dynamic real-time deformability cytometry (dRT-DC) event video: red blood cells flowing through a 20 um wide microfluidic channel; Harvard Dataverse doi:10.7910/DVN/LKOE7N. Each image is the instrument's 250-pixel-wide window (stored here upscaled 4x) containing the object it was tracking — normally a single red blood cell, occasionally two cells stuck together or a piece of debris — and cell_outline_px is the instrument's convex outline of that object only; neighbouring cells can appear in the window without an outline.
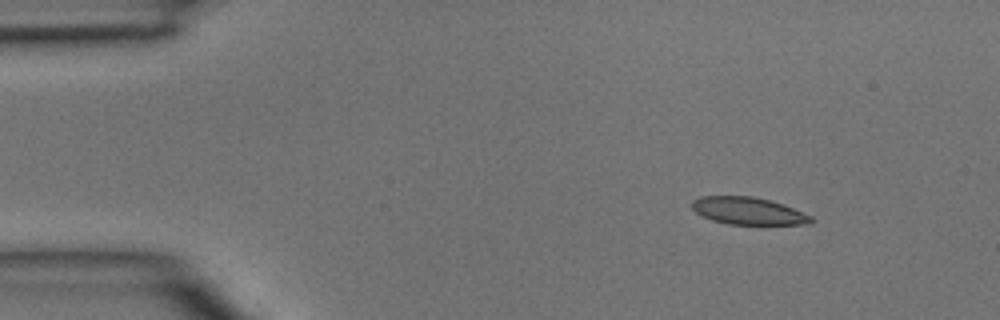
{"species": "common noctule bat (a hibernating species)", "species_latin": "Nyctalus noctula", "temperature_condition": "room temperature", "stored_images_in_passage": 3, "camera_frame_rate_fps": 3000, "um_per_image_px": 0.085, "animal": {"sex": "male", "body_mass_g": 15.6}, "frame": {"image": 1, "passage_image": 1, "time_ms": 0.0, "image_size_px": [1000, 320], "cell_outline_px": [[816, 220], [812, 224], [728, 224], [712, 220], [696, 212], [692, 208], [692, 200], [700, 196], [752, 196], [768, 200], [792, 208], [812, 216]], "centroid_in_image_um": [63.6, 17.93], "position_along_channel_um": 21.4, "area_um2": 18.79}}
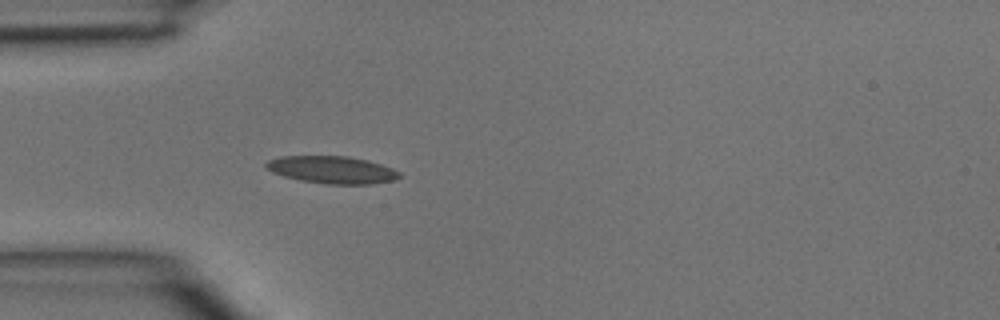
{"frame": {"image": 2, "passage_image": 3, "time_ms": 0.667, "image_size_px": [1000, 320], "cell_outline_px": [[400, 176], [396, 180], [372, 184], [328, 184], [300, 180], [284, 176], [272, 172], [264, 168], [264, 164], [268, 160], [280, 156], [348, 156], [368, 160], [392, 168], [400, 172]], "centroid_in_image_um": [28.21, 14.43], "position_along_channel_um": 56.8, "area_um2": 21.39}}